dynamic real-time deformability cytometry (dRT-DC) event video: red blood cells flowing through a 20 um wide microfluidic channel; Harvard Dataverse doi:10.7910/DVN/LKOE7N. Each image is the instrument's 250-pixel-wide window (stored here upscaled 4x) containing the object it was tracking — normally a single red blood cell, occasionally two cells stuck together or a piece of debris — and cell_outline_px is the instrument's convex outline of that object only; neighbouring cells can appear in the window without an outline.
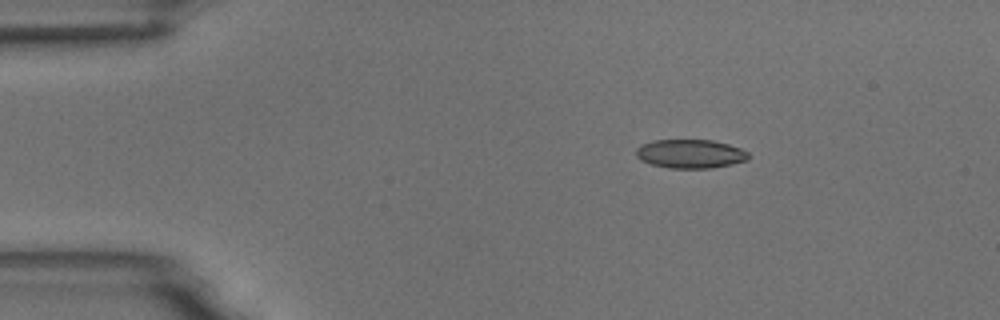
{"species": "common noctule bat (a hibernating species)", "species_latin": "Nyctalus noctula", "temperature_condition": "room temperature", "stored_images_in_passage": 3, "camera_frame_rate_fps": 3000, "um_per_image_px": 0.085, "animal": {"sex": "male", "body_mass_g": 18.8}, "frame": {"image": 1, "passage_image": 1, "time_ms": 0.0, "image_size_px": [1000, 320], "cell_outline_px": [[748, 160], [732, 164], [712, 168], [668, 168], [652, 164], [640, 160], [636, 156], [636, 148], [652, 140], [712, 140], [728, 144], [740, 148], [748, 152]], "centroid_in_image_um": [58.68, 13.07], "position_along_channel_um": 26.3, "area_um2": 18.84}}